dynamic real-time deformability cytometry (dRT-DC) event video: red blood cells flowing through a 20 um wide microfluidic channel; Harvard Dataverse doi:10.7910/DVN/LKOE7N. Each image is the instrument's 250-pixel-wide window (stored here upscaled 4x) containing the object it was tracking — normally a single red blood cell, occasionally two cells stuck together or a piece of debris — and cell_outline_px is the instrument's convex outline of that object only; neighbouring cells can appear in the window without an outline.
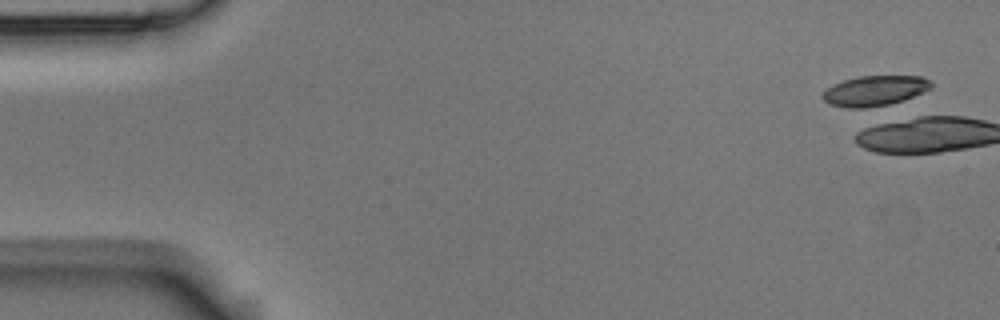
{"species": "Egyptian fruit bat (a non-hibernating species)", "species_latin": "Rousettus aegyptiacus", "temperature_condition": "room temperature", "stored_images_in_passage": 7, "camera_frame_rate_fps": 3000, "um_per_image_px": 0.085, "animal": {"sex": "male"}, "frame": {"image": 1, "passage_image": 1, "time_ms": 0.0, "image_size_px": [1000, 320], "cell_outline_px": [[932, 88], [904, 100], [880, 108], [848, 108], [828, 104], [820, 96], [832, 84], [844, 80], [860, 76], [920, 76], [928, 80], [932, 84]], "centroid_in_image_um": [74.33, 7.74], "position_along_channel_um": 10.7, "area_um2": 19.36}}